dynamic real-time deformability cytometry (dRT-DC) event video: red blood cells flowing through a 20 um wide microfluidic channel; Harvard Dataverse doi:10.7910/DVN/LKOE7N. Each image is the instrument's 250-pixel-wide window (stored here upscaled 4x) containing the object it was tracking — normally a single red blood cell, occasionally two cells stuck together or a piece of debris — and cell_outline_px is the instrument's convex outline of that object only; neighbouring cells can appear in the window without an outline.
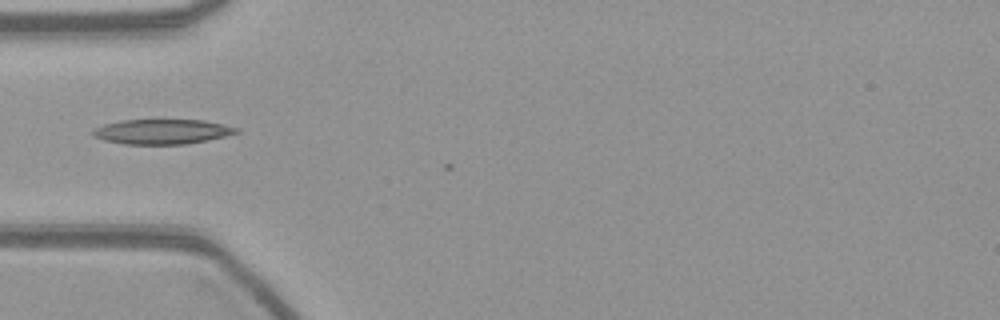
{"species": "common noctule bat (a hibernating species)", "species_latin": "Nyctalus noctula", "temperature_condition": "warm", "stored_images_in_passage": 6, "camera_frame_rate_fps": 3000, "um_per_image_px": 0.085, "animal": {"sex": "female", "body_mass_g": 21.9}, "frame": {"image": 1, "passage_image": 2, "time_ms": 0.333, "image_size_px": [1000, 320], "cell_outline_px": [[240, 132], [208, 140], [184, 144], [124, 144], [104, 140], [92, 136], [92, 128], [104, 124], [120, 120], [204, 120], [240, 128]], "centroid_in_image_um": [13.75, 11.18], "position_along_channel_um": 71.2, "area_um2": 20.87}}
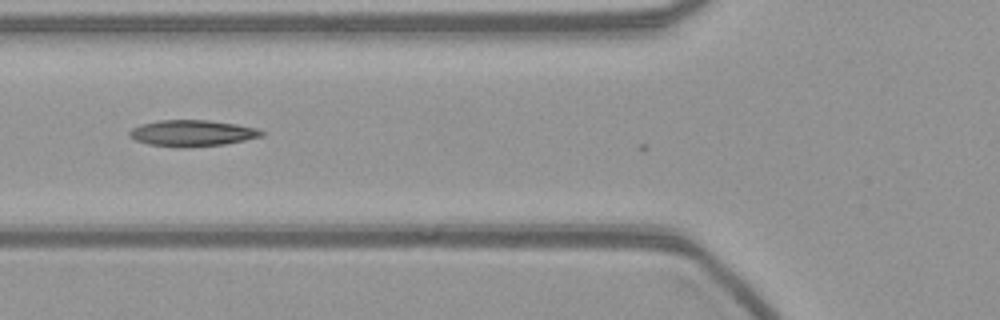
{"frame": {"image": 2, "passage_image": 5, "time_ms": 1.333, "image_size_px": [1000, 320], "cell_outline_px": [[264, 136], [224, 144], [184, 148], [176, 148], [148, 144], [136, 140], [128, 136], [128, 132], [132, 128], [140, 124], [160, 120], [208, 120], [236, 124], [256, 128], [264, 132]], "centroid_in_image_um": [16.3, 11.32], "position_along_channel_um": 109.5, "area_um2": 20.35}}